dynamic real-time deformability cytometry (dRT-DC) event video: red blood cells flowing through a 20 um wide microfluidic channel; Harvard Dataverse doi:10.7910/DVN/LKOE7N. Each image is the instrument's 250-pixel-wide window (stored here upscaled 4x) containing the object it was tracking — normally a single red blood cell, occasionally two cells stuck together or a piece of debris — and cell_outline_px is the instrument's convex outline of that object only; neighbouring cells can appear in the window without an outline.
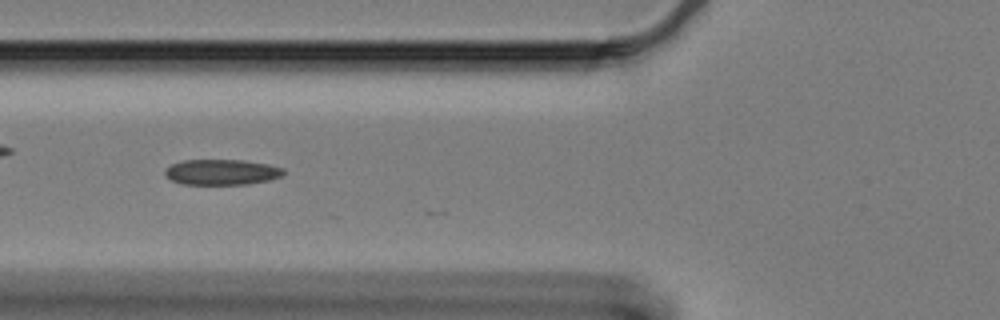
{"species": "Egyptian fruit bat (a non-hibernating species)", "species_latin": "Rousettus aegyptiacus", "temperature_condition": "cold", "stored_images_in_passage": 9, "camera_frame_rate_fps": 3000, "um_per_image_px": 0.085, "animal": {"sex": "female"}, "frame": {"image": 1, "passage_image": 4, "time_ms": 1.0, "image_size_px": [1000, 320], "cell_outline_px": [[284, 172], [280, 176], [268, 180], [248, 184], [180, 184], [164, 176], [164, 172], [172, 164], [184, 160], [244, 160], [268, 164], [284, 168]], "centroid_in_image_um": [18.83, 14.63], "position_along_channel_um": 107.0, "area_um2": 17.57}}
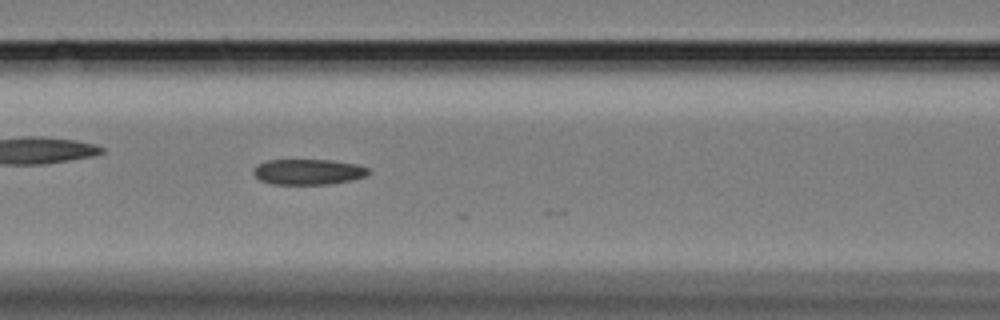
{"frame": {"image": 2, "passage_image": 7, "time_ms": 2.0, "image_size_px": [1000, 320], "cell_outline_px": [[372, 172], [364, 176], [352, 180], [328, 184], [272, 184], [260, 180], [252, 172], [260, 164], [268, 160], [332, 160], [356, 164], [368, 168]], "centroid_in_image_um": [26.23, 14.61], "position_along_channel_um": 140.4, "area_um2": 16.99}}